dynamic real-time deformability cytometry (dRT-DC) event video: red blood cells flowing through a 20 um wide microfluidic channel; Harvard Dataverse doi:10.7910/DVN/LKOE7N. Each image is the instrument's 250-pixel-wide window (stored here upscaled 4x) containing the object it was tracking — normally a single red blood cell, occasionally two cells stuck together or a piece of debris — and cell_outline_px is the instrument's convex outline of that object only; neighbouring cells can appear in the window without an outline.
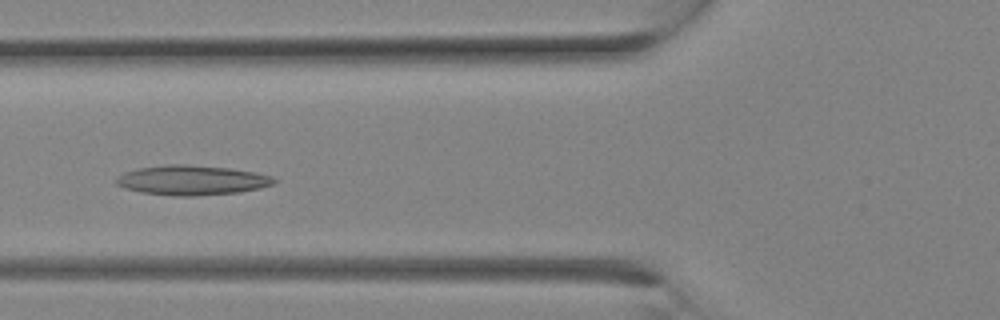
{"species": "Egyptian fruit bat (a non-hibernating species)", "species_latin": "Rousettus aegyptiacus", "temperature_condition": "room temperature", "stored_images_in_passage": 28, "camera_frame_rate_fps": 3000, "um_per_image_px": 0.085, "animal": {"sex": "female"}, "frame": {"image": 1, "passage_image": 11, "time_ms": 3.333, "image_size_px": [1000, 320], "cell_outline_px": [[276, 180], [272, 184], [260, 188], [240, 192], [196, 196], [176, 196], [140, 192], [124, 188], [116, 184], [116, 176], [124, 172], [136, 168], [168, 164], [184, 164], [228, 168], [256, 172], [272, 176]], "centroid_in_image_um": [16.27, 15.31], "position_along_channel_um": 109.5, "area_um2": 27.46}}
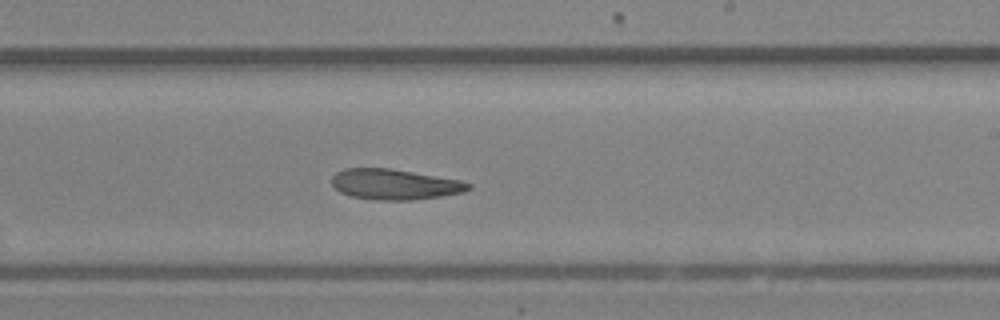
{"frame": {"image": 2, "passage_image": 17, "time_ms": 5.333, "image_size_px": [1000, 320], "cell_outline_px": [[472, 188], [464, 192], [440, 196], [412, 200], [380, 200], [352, 196], [340, 192], [332, 184], [332, 176], [336, 172], [344, 168], [392, 168], [460, 180], [472, 184]], "centroid_in_image_um": [33.56, 15.66], "position_along_channel_um": 255.4, "area_um2": 24.28}}
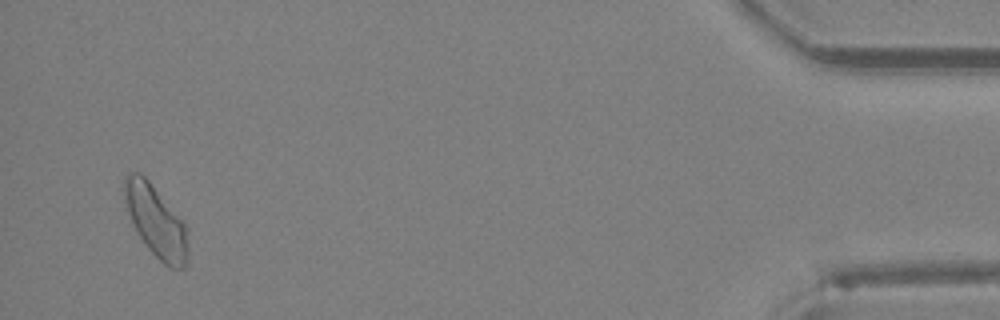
{"frame": {"image": 3, "passage_image": 27, "time_ms": 8.667, "image_size_px": [1000, 320], "cell_outline_px": [[188, 264], [184, 268], [168, 268], [148, 248], [132, 224], [128, 212], [124, 196], [124, 176], [128, 172], [140, 172], [148, 180], [188, 228]], "centroid_in_image_um": [13.27, 18.83], "position_along_channel_um": 421.9, "area_um2": 26.36}}